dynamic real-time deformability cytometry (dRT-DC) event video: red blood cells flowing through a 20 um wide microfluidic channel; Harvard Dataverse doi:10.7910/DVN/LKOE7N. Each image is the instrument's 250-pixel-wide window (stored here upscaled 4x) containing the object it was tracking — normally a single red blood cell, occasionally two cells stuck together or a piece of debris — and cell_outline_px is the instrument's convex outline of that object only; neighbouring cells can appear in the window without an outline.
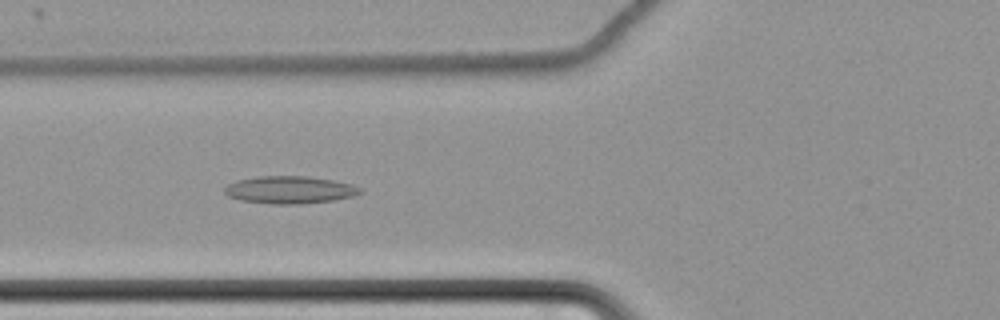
{"species": "common noctule bat (a hibernating species)", "species_latin": "Nyctalus noctula", "temperature_condition": "cold", "stored_images_in_passage": 62, "camera_frame_rate_fps": 3000, "um_per_image_px": 0.085, "animal": {"sex": "female", "body_mass_g": 22.7, "forearm_length_mm": 54.2}, "frame": {"image": 1, "passage_image": 26, "time_ms": 8.333, "image_size_px": [1000, 320], "cell_outline_px": [[364, 192], [352, 196], [332, 200], [300, 204], [272, 204], [240, 200], [228, 196], [224, 192], [224, 188], [228, 184], [236, 180], [260, 176], [308, 176], [332, 180], [352, 184], [364, 188]], "centroid_in_image_um": [24.64, 16.13], "position_along_channel_um": 101.2, "area_um2": 21.79}}
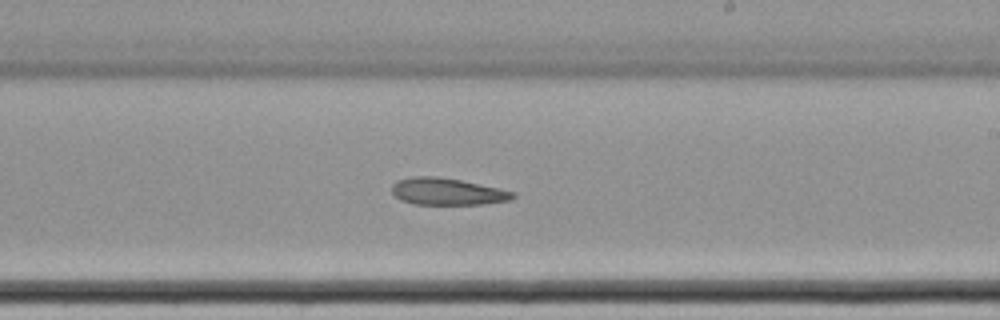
{"frame": {"image": 2, "passage_image": 39, "time_ms": 12.667, "image_size_px": [1000, 320], "cell_outline_px": [[516, 196], [508, 200], [484, 204], [412, 204], [400, 200], [392, 192], [392, 184], [396, 180], [412, 176], [436, 176], [460, 180], [516, 192]], "centroid_in_image_um": [37.97, 16.28], "position_along_channel_um": 251.0, "area_um2": 18.96}}
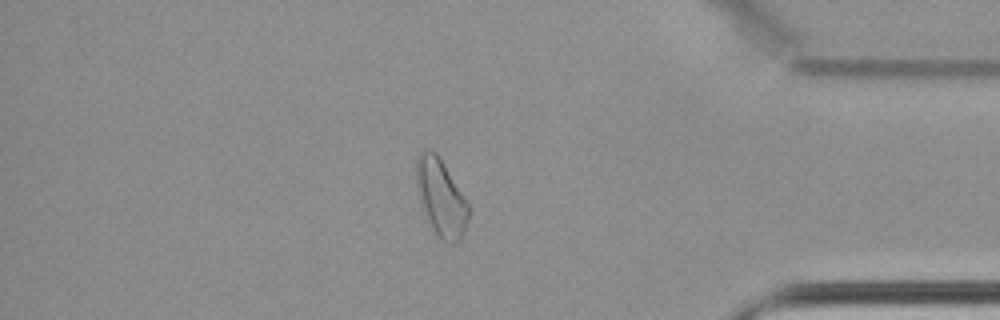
{"frame": {"image": 3, "passage_image": 54, "time_ms": 17.667, "image_size_px": [1000, 320], "cell_outline_px": [[468, 220], [464, 232], [460, 240], [452, 244], [448, 244], [440, 240], [428, 224], [424, 216], [416, 188], [416, 156], [420, 152], [428, 148], [436, 152], [444, 164], [468, 204]], "centroid_in_image_um": [37.44, 16.83], "position_along_channel_um": 397.8, "area_um2": 23.7}}